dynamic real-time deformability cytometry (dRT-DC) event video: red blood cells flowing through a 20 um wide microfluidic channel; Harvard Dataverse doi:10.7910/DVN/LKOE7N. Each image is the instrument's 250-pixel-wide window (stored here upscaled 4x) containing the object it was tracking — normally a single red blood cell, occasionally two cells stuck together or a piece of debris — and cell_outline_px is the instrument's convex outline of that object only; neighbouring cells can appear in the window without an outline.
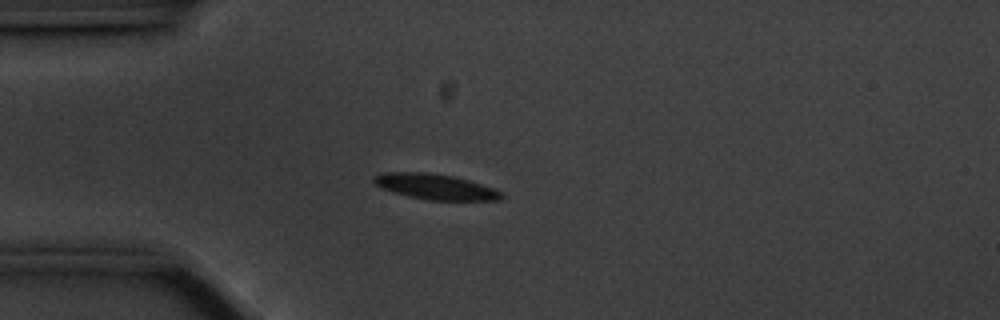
{"species": "common noctule bat (a hibernating species)", "species_latin": "Nyctalus noctula", "temperature_condition": "cold", "stored_images_in_passage": 44, "camera_frame_rate_fps": 3000, "um_per_image_px": 0.085, "animal": {"sex": "male", "body_mass_g": 20.1, "forearm_length_mm": 53.5}, "frame": {"image": 1, "passage_image": 2, "time_ms": 0.333, "image_size_px": [1000, 320], "cell_outline_px": [[504, 196], [500, 200], [428, 200], [408, 196], [392, 192], [380, 188], [372, 184], [372, 176], [384, 172], [428, 172], [452, 176], [468, 180], [504, 192]], "centroid_in_image_um": [36.94, 15.87], "position_along_channel_um": 48.1, "area_um2": 19.13}}
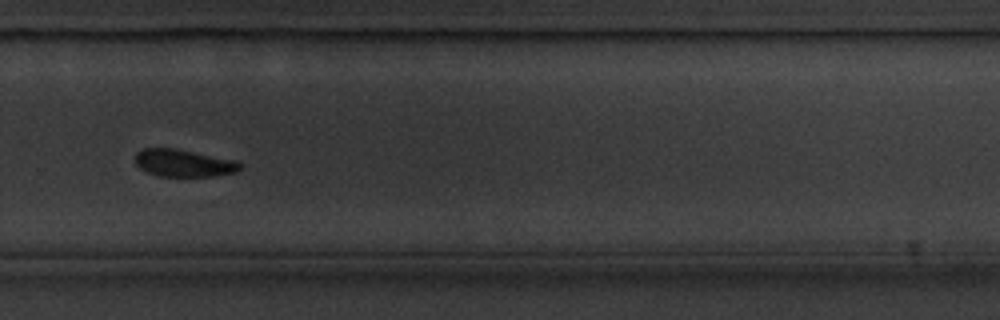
{"frame": {"image": 2, "passage_image": 26, "time_ms": 8.333, "image_size_px": [1000, 320], "cell_outline_px": [[240, 168], [236, 172], [212, 176], [160, 176], [148, 172], [140, 168], [136, 164], [136, 152], [144, 148], [176, 148], [240, 160]], "centroid_in_image_um": [15.65, 13.84], "position_along_channel_um": 314.2, "area_um2": 16.82}}
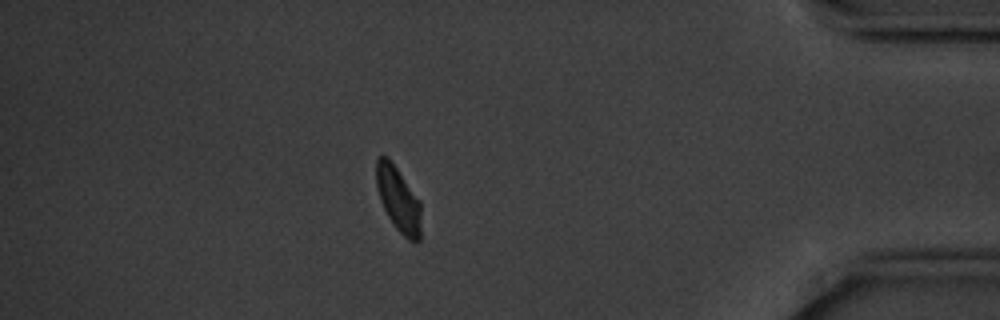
{"frame": {"image": 3, "passage_image": 37, "time_ms": 12.0, "image_size_px": [1000, 320], "cell_outline_px": [[420, 240], [408, 240], [396, 228], [388, 216], [380, 200], [376, 184], [376, 156], [388, 156], [420, 200]], "centroid_in_image_um": [33.84, 16.9], "position_along_channel_um": 401.4, "area_um2": 16.82}, "authors_computed_cell_mechanics": {"area_um2": 18.207, "velocity_mm_per_s": 3.4873, "shape_relaxation_time_tau1_ms": 2.7219, "shape_relaxation_time_tau2_ms": null, "deformation_change_tau1": 0.0906, "deformation_change_tau2": null}}